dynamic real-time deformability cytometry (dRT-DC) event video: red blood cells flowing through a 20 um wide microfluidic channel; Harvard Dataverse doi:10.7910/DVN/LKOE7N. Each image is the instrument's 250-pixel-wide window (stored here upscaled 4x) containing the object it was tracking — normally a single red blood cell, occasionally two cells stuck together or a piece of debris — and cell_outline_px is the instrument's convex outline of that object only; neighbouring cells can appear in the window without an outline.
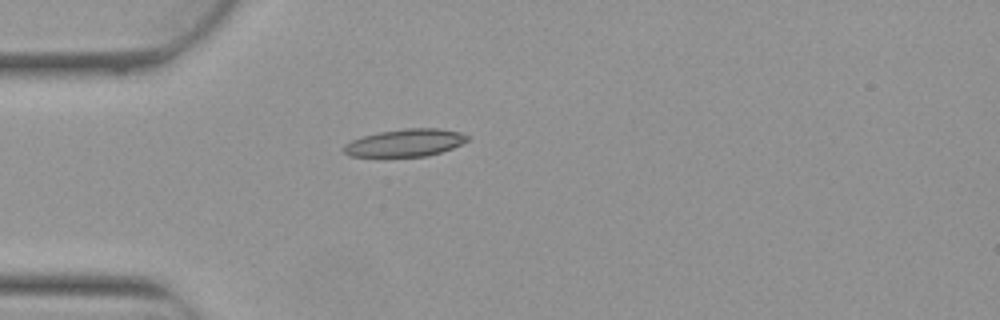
{"species": "Egyptian fruit bat (a non-hibernating species)", "species_latin": "Rousettus aegyptiacus", "temperature_condition": "warm", "stored_images_in_passage": 3, "camera_frame_rate_fps": 3000, "um_per_image_px": 0.085, "animal": {"sex": "female"}, "frame": {"image": 1, "passage_image": 3, "time_ms": 0.667, "image_size_px": [1000, 320], "cell_outline_px": [[468, 140], [452, 148], [440, 152], [424, 156], [348, 156], [340, 148], [344, 144], [360, 136], [380, 132], [404, 128], [440, 128], [460, 132], [468, 136]], "centroid_in_image_um": [34.39, 12.12], "position_along_channel_um": 50.6, "area_um2": 19.77}}